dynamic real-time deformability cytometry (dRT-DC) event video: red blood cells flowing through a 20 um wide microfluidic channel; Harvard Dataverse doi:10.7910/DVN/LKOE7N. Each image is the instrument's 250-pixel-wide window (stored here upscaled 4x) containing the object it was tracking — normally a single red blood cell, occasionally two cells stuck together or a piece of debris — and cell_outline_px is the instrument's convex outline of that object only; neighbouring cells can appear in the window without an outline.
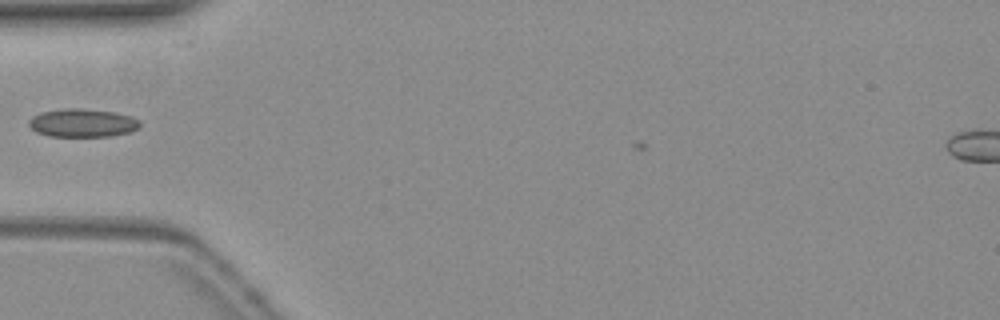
{"species": "common noctule bat (a hibernating species)", "species_latin": "Nyctalus noctula", "temperature_condition": "warm", "stored_images_in_passage": 38, "camera_frame_rate_fps": 3000, "um_per_image_px": 0.085, "animal": {"sex": "female", "body_mass_g": 19.3, "forearm_length_mm": 54.1}, "frame": {"image": 1, "passage_image": 6, "time_ms": 1.667, "image_size_px": [1000, 320], "cell_outline_px": [[140, 128], [128, 132], [108, 136], [48, 136], [36, 132], [28, 124], [28, 120], [32, 116], [44, 112], [64, 108], [80, 108], [116, 112], [132, 116], [140, 120]], "centroid_in_image_um": [7.03, 10.44], "position_along_channel_um": 78.0, "area_um2": 18.32}}
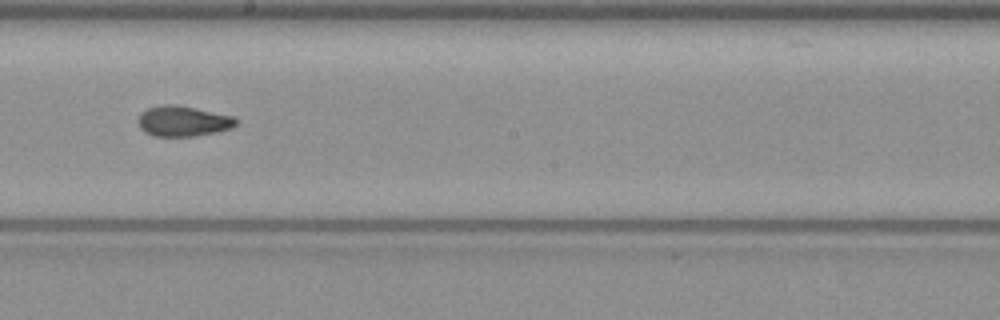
{"frame": {"image": 2, "passage_image": 18, "time_ms": 5.667, "image_size_px": [1000, 320], "cell_outline_px": [[236, 124], [232, 128], [196, 136], [152, 136], [144, 132], [140, 128], [140, 112], [148, 108], [164, 104], [176, 104], [232, 116], [236, 120]], "centroid_in_image_um": [15.53, 10.3], "position_along_channel_um": 232.7, "area_um2": 17.17}}
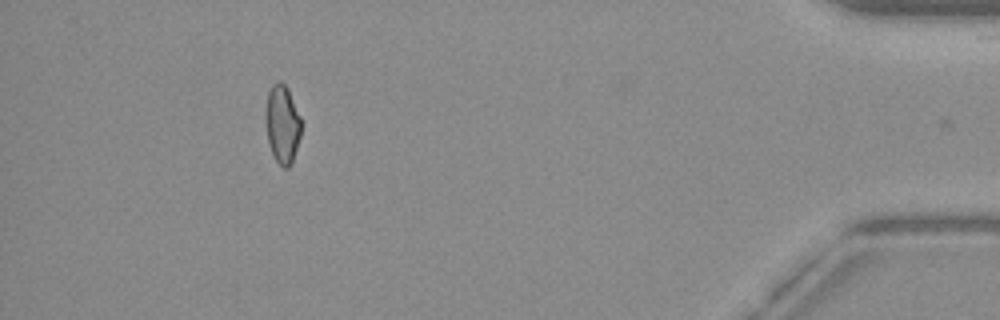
{"frame": {"image": 3, "passage_image": 37, "time_ms": 12.0, "image_size_px": [1000, 320], "cell_outline_px": [[300, 136], [292, 164], [288, 168], [284, 168], [276, 160], [272, 152], [268, 140], [264, 116], [268, 92], [272, 84], [280, 80], [288, 88], [300, 116]], "centroid_in_image_um": [23.99, 10.53], "position_along_channel_um": 411.2, "area_um2": 16.24}, "authors_computed_cell_mechanics": {"area_um2": 16.7331, "velocity_mm_per_s": 3.8405, "shape_relaxation_time_tau1_ms": null, "shape_relaxation_time_tau2_ms": 1.7653, "deformation_change_tau1": null, "deformation_change_tau2": 0.0691}}